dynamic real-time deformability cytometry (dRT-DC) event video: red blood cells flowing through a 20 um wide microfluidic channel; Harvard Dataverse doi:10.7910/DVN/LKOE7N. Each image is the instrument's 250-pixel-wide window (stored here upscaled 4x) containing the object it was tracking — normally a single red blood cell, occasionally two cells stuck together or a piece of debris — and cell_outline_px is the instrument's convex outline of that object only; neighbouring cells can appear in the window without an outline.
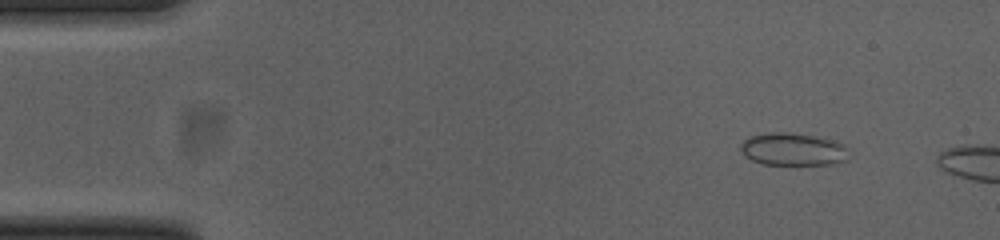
{"species": "common noctule bat (a hibernating species)", "species_latin": "Nyctalus noctula", "temperature_condition": "cold", "stored_images_in_passage": 43, "camera_frame_rate_fps": 3000, "um_per_image_px": 0.085, "animal": {"sex": "female", "body_mass_g": 23.0, "forearm_length_mm": 53.4}, "frame": {"image": 1, "passage_image": 1, "time_ms": 0.0, "image_size_px": [1000, 240], "cell_outline_px": [[848, 160], [836, 164], [760, 164], [744, 156], [740, 148], [740, 144], [744, 140], [752, 136], [768, 132], [784, 132], [812, 136], [832, 140], [844, 144], [848, 148]], "centroid_in_image_um": [67.41, 12.7], "position_along_channel_um": 17.6, "area_um2": 20.58}}
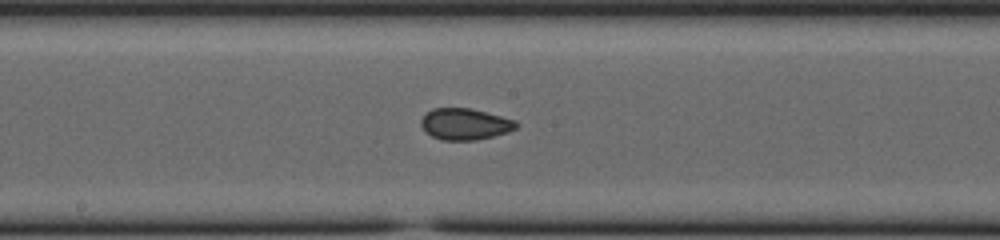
{"frame": {"image": 2, "passage_image": 23, "time_ms": 7.333, "image_size_px": [1000, 240], "cell_outline_px": [[520, 124], [516, 128], [508, 132], [476, 140], [444, 140], [432, 136], [424, 132], [420, 124], [420, 120], [424, 112], [432, 108], [468, 108], [516, 120]], "centroid_in_image_um": [39.48, 10.54], "position_along_channel_um": 208.7, "area_um2": 17.51}}
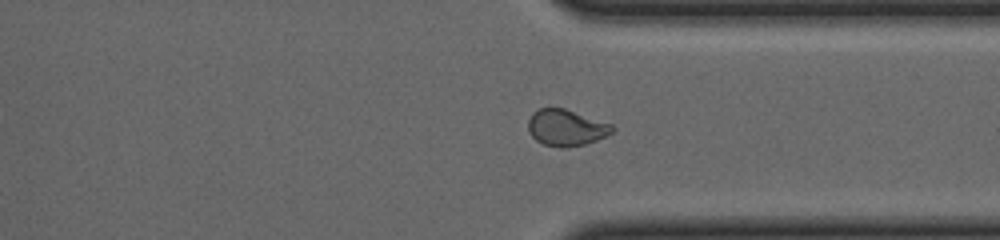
{"frame": {"image": 3, "passage_image": 35, "time_ms": 11.333, "image_size_px": [1000, 240], "cell_outline_px": [[616, 128], [612, 132], [596, 140], [584, 144], [564, 148], [560, 148], [544, 144], [536, 140], [528, 132], [528, 120], [532, 112], [540, 108], [564, 108], [612, 124]], "centroid_in_image_um": [48.1, 10.85], "position_along_channel_um": 363.3, "area_um2": 17.8}}